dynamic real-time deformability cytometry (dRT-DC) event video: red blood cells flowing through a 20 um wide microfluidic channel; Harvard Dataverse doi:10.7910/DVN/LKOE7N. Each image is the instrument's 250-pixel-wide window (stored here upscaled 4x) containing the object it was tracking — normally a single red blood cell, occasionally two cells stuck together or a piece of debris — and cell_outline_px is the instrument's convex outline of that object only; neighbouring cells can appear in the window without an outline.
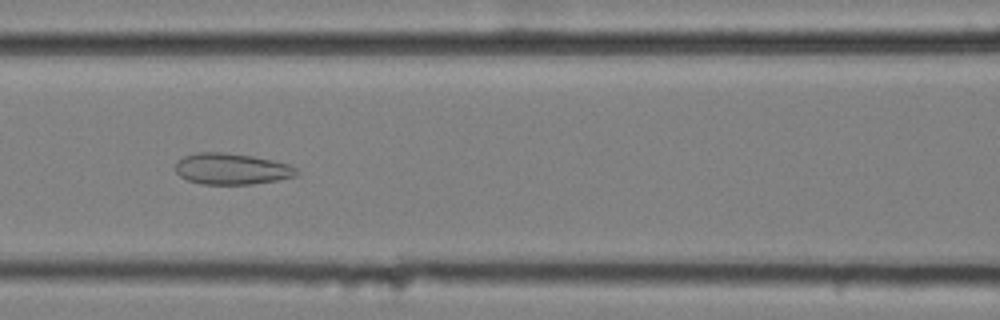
{"species": "common noctule bat (a hibernating species)", "species_latin": "Nyctalus noctula", "temperature_condition": "cold", "stored_images_in_passage": 58, "camera_frame_rate_fps": 3000, "um_per_image_px": 0.085, "animal": {"sex": "female", "body_mass_g": 25.1}, "frame": {"image": 1, "passage_image": 25, "time_ms": 8.0, "image_size_px": [1000, 320], "cell_outline_px": [[300, 172], [296, 176], [276, 180], [252, 184], [200, 184], [188, 180], [180, 176], [176, 172], [176, 164], [184, 156], [196, 152], [224, 152], [252, 156], [272, 160], [288, 164], [296, 168]], "centroid_in_image_um": [19.69, 14.35], "position_along_channel_um": 146.9, "area_um2": 21.96}}
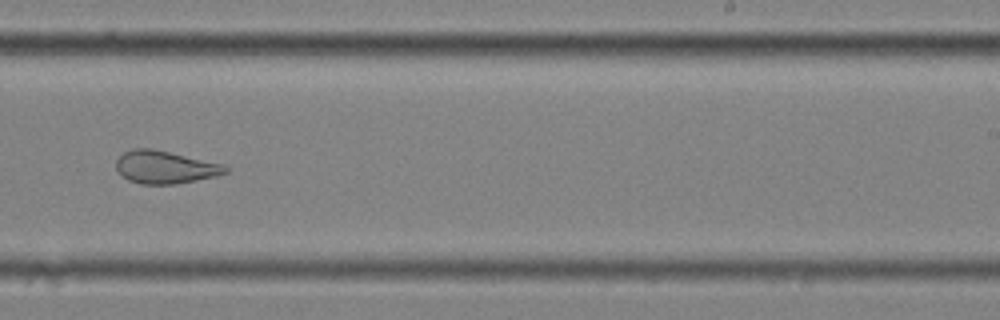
{"frame": {"image": 2, "passage_image": 36, "time_ms": 11.667, "image_size_px": [1000, 320], "cell_outline_px": [[228, 172], [216, 176], [176, 184], [140, 184], [128, 180], [116, 168], [116, 160], [124, 152], [132, 148], [152, 148], [220, 164], [228, 168]], "centroid_in_image_um": [13.99, 14.21], "position_along_channel_um": 275.0, "area_um2": 20.52}}
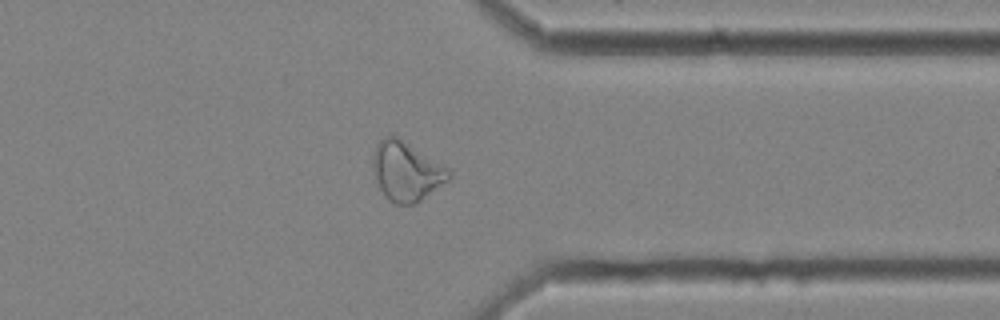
{"frame": {"image": 3, "passage_image": 45, "time_ms": 14.667, "image_size_px": [1000, 320], "cell_outline_px": [[452, 176], [448, 180], [416, 204], [396, 204], [388, 200], [380, 188], [372, 172], [372, 156], [376, 144], [380, 140], [388, 136], [400, 136], [452, 168]], "centroid_in_image_um": [34.58, 14.52], "position_along_channel_um": 376.8, "area_um2": 26.99}, "authors_computed_cell_mechanics": {"area_um2": 27.7729, "velocity_mm_per_s": 3.501, "shape_relaxation_time_tau1_ms": null, "shape_relaxation_time_tau2_ms": 2.2419, "deformation_change_tau1": null, "deformation_change_tau2": 0.1056}}